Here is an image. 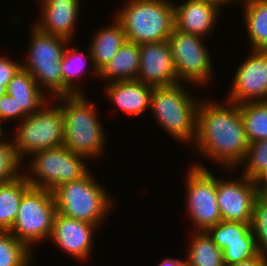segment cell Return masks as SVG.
<instances>
[{"label":"cell","instance_id":"cell-26","mask_svg":"<svg viewBox=\"0 0 267 266\" xmlns=\"http://www.w3.org/2000/svg\"><path fill=\"white\" fill-rule=\"evenodd\" d=\"M249 143L267 139V101L239 105Z\"/></svg>","mask_w":267,"mask_h":266},{"label":"cell","instance_id":"cell-40","mask_svg":"<svg viewBox=\"0 0 267 266\" xmlns=\"http://www.w3.org/2000/svg\"><path fill=\"white\" fill-rule=\"evenodd\" d=\"M2 123L3 122H0V143H2V142H11L10 138L9 139L6 138V140L3 139L5 137L4 134L6 135V133H3L5 130H4V127H3L4 125H2ZM7 139H8V141H7Z\"/></svg>","mask_w":267,"mask_h":266},{"label":"cell","instance_id":"cell-2","mask_svg":"<svg viewBox=\"0 0 267 266\" xmlns=\"http://www.w3.org/2000/svg\"><path fill=\"white\" fill-rule=\"evenodd\" d=\"M85 95L60 96L52 101L57 102L64 116V146L90 161L105 153L107 137L102 121L99 122L97 116V103L88 101Z\"/></svg>","mask_w":267,"mask_h":266},{"label":"cell","instance_id":"cell-6","mask_svg":"<svg viewBox=\"0 0 267 266\" xmlns=\"http://www.w3.org/2000/svg\"><path fill=\"white\" fill-rule=\"evenodd\" d=\"M30 31L31 38L22 68L30 72L39 88L43 89L51 99L63 96L60 65L70 41L42 32L33 24Z\"/></svg>","mask_w":267,"mask_h":266},{"label":"cell","instance_id":"cell-21","mask_svg":"<svg viewBox=\"0 0 267 266\" xmlns=\"http://www.w3.org/2000/svg\"><path fill=\"white\" fill-rule=\"evenodd\" d=\"M71 43L74 44V42L71 41L67 44L60 65L63 77V96L84 94V91L82 92L76 81L85 74L84 71L88 62L91 64L89 70L91 69V71H93L92 73L90 72V74L93 75L89 76H96L99 78V72L94 66L89 46L87 52L84 53V51L82 52L74 45L71 46Z\"/></svg>","mask_w":267,"mask_h":266},{"label":"cell","instance_id":"cell-41","mask_svg":"<svg viewBox=\"0 0 267 266\" xmlns=\"http://www.w3.org/2000/svg\"><path fill=\"white\" fill-rule=\"evenodd\" d=\"M235 2H236V4H237V2L240 4L241 2V4H243V3H245V2H249V1H252V0H234ZM239 1H241V2H239Z\"/></svg>","mask_w":267,"mask_h":266},{"label":"cell","instance_id":"cell-35","mask_svg":"<svg viewBox=\"0 0 267 266\" xmlns=\"http://www.w3.org/2000/svg\"><path fill=\"white\" fill-rule=\"evenodd\" d=\"M228 266H267V258L266 255L260 253L252 259Z\"/></svg>","mask_w":267,"mask_h":266},{"label":"cell","instance_id":"cell-18","mask_svg":"<svg viewBox=\"0 0 267 266\" xmlns=\"http://www.w3.org/2000/svg\"><path fill=\"white\" fill-rule=\"evenodd\" d=\"M104 88L103 95L111 104L129 116L137 117L150 109L153 86L137 80H125L107 82Z\"/></svg>","mask_w":267,"mask_h":266},{"label":"cell","instance_id":"cell-22","mask_svg":"<svg viewBox=\"0 0 267 266\" xmlns=\"http://www.w3.org/2000/svg\"><path fill=\"white\" fill-rule=\"evenodd\" d=\"M139 45L125 41L114 57L99 71V79L109 82L136 80L139 72Z\"/></svg>","mask_w":267,"mask_h":266},{"label":"cell","instance_id":"cell-37","mask_svg":"<svg viewBox=\"0 0 267 266\" xmlns=\"http://www.w3.org/2000/svg\"><path fill=\"white\" fill-rule=\"evenodd\" d=\"M252 180L254 185H267V167L261 170Z\"/></svg>","mask_w":267,"mask_h":266},{"label":"cell","instance_id":"cell-39","mask_svg":"<svg viewBox=\"0 0 267 266\" xmlns=\"http://www.w3.org/2000/svg\"><path fill=\"white\" fill-rule=\"evenodd\" d=\"M201 1H205L208 4H212L214 6H216L218 9H220L222 11L223 7H225V4L227 5L228 3H232L233 5L236 3L234 0H201Z\"/></svg>","mask_w":267,"mask_h":266},{"label":"cell","instance_id":"cell-36","mask_svg":"<svg viewBox=\"0 0 267 266\" xmlns=\"http://www.w3.org/2000/svg\"><path fill=\"white\" fill-rule=\"evenodd\" d=\"M158 266H187V262H186V259L180 260L177 257L176 258L167 257V258L162 259V262L160 261Z\"/></svg>","mask_w":267,"mask_h":266},{"label":"cell","instance_id":"cell-16","mask_svg":"<svg viewBox=\"0 0 267 266\" xmlns=\"http://www.w3.org/2000/svg\"><path fill=\"white\" fill-rule=\"evenodd\" d=\"M40 18L33 23L40 31L73 41L81 0H39Z\"/></svg>","mask_w":267,"mask_h":266},{"label":"cell","instance_id":"cell-25","mask_svg":"<svg viewBox=\"0 0 267 266\" xmlns=\"http://www.w3.org/2000/svg\"><path fill=\"white\" fill-rule=\"evenodd\" d=\"M185 255L187 266H225L223 252L207 231H192Z\"/></svg>","mask_w":267,"mask_h":266},{"label":"cell","instance_id":"cell-17","mask_svg":"<svg viewBox=\"0 0 267 266\" xmlns=\"http://www.w3.org/2000/svg\"><path fill=\"white\" fill-rule=\"evenodd\" d=\"M175 28L181 32L204 38L215 30L221 10L201 0H185L173 3Z\"/></svg>","mask_w":267,"mask_h":266},{"label":"cell","instance_id":"cell-13","mask_svg":"<svg viewBox=\"0 0 267 266\" xmlns=\"http://www.w3.org/2000/svg\"><path fill=\"white\" fill-rule=\"evenodd\" d=\"M216 195L223 221L251 224L257 189L253 180L240 175L237 180L216 176Z\"/></svg>","mask_w":267,"mask_h":266},{"label":"cell","instance_id":"cell-30","mask_svg":"<svg viewBox=\"0 0 267 266\" xmlns=\"http://www.w3.org/2000/svg\"><path fill=\"white\" fill-rule=\"evenodd\" d=\"M240 166L244 168L240 174L250 179L265 169L267 167V139L249 143L246 156Z\"/></svg>","mask_w":267,"mask_h":266},{"label":"cell","instance_id":"cell-5","mask_svg":"<svg viewBox=\"0 0 267 266\" xmlns=\"http://www.w3.org/2000/svg\"><path fill=\"white\" fill-rule=\"evenodd\" d=\"M91 173L57 187L53 195L58 213L101 228L115 207V200Z\"/></svg>","mask_w":267,"mask_h":266},{"label":"cell","instance_id":"cell-14","mask_svg":"<svg viewBox=\"0 0 267 266\" xmlns=\"http://www.w3.org/2000/svg\"><path fill=\"white\" fill-rule=\"evenodd\" d=\"M98 228L90 222L69 218L57 212L49 239L75 260L84 262L91 257L93 237Z\"/></svg>","mask_w":267,"mask_h":266},{"label":"cell","instance_id":"cell-10","mask_svg":"<svg viewBox=\"0 0 267 266\" xmlns=\"http://www.w3.org/2000/svg\"><path fill=\"white\" fill-rule=\"evenodd\" d=\"M201 163L193 162L184 179L186 212L194 231H208L222 221L216 201V175Z\"/></svg>","mask_w":267,"mask_h":266},{"label":"cell","instance_id":"cell-28","mask_svg":"<svg viewBox=\"0 0 267 266\" xmlns=\"http://www.w3.org/2000/svg\"><path fill=\"white\" fill-rule=\"evenodd\" d=\"M251 224L240 222L221 221L207 232L214 243L223 250L230 242L242 241V238L251 231Z\"/></svg>","mask_w":267,"mask_h":266},{"label":"cell","instance_id":"cell-32","mask_svg":"<svg viewBox=\"0 0 267 266\" xmlns=\"http://www.w3.org/2000/svg\"><path fill=\"white\" fill-rule=\"evenodd\" d=\"M251 229L259 253L267 256V204L263 203L258 197L253 206Z\"/></svg>","mask_w":267,"mask_h":266},{"label":"cell","instance_id":"cell-8","mask_svg":"<svg viewBox=\"0 0 267 266\" xmlns=\"http://www.w3.org/2000/svg\"><path fill=\"white\" fill-rule=\"evenodd\" d=\"M50 99L36 113L26 116L17 123L11 142L17 157L23 162L36 151L57 148L64 145V116L62 109L52 106Z\"/></svg>","mask_w":267,"mask_h":266},{"label":"cell","instance_id":"cell-11","mask_svg":"<svg viewBox=\"0 0 267 266\" xmlns=\"http://www.w3.org/2000/svg\"><path fill=\"white\" fill-rule=\"evenodd\" d=\"M205 39L174 28L168 43L174 59L178 83L190 86L205 87L211 83L214 74L213 61Z\"/></svg>","mask_w":267,"mask_h":266},{"label":"cell","instance_id":"cell-19","mask_svg":"<svg viewBox=\"0 0 267 266\" xmlns=\"http://www.w3.org/2000/svg\"><path fill=\"white\" fill-rule=\"evenodd\" d=\"M6 93L15 98L17 110H22L26 116L36 113L50 100L30 72L23 68L12 77Z\"/></svg>","mask_w":267,"mask_h":266},{"label":"cell","instance_id":"cell-38","mask_svg":"<svg viewBox=\"0 0 267 266\" xmlns=\"http://www.w3.org/2000/svg\"><path fill=\"white\" fill-rule=\"evenodd\" d=\"M257 189V197L267 204V185H254Z\"/></svg>","mask_w":267,"mask_h":266},{"label":"cell","instance_id":"cell-1","mask_svg":"<svg viewBox=\"0 0 267 266\" xmlns=\"http://www.w3.org/2000/svg\"><path fill=\"white\" fill-rule=\"evenodd\" d=\"M224 100L223 104L215 100H200L193 148L204 159L213 160L224 170L237 172L246 156L249 142L239 105Z\"/></svg>","mask_w":267,"mask_h":266},{"label":"cell","instance_id":"cell-27","mask_svg":"<svg viewBox=\"0 0 267 266\" xmlns=\"http://www.w3.org/2000/svg\"><path fill=\"white\" fill-rule=\"evenodd\" d=\"M33 253L10 231H0V266H33Z\"/></svg>","mask_w":267,"mask_h":266},{"label":"cell","instance_id":"cell-24","mask_svg":"<svg viewBox=\"0 0 267 266\" xmlns=\"http://www.w3.org/2000/svg\"><path fill=\"white\" fill-rule=\"evenodd\" d=\"M31 187L23 173L14 180L0 183V231H10L20 202Z\"/></svg>","mask_w":267,"mask_h":266},{"label":"cell","instance_id":"cell-34","mask_svg":"<svg viewBox=\"0 0 267 266\" xmlns=\"http://www.w3.org/2000/svg\"><path fill=\"white\" fill-rule=\"evenodd\" d=\"M26 115L22 112V110H17V103L15 98L9 94H4L0 98V122L6 123L14 122L15 120L22 121Z\"/></svg>","mask_w":267,"mask_h":266},{"label":"cell","instance_id":"cell-7","mask_svg":"<svg viewBox=\"0 0 267 266\" xmlns=\"http://www.w3.org/2000/svg\"><path fill=\"white\" fill-rule=\"evenodd\" d=\"M23 168L24 176L33 188L48 189L53 192L57 187L80 179L89 171L85 156L75 154L64 145L36 151Z\"/></svg>","mask_w":267,"mask_h":266},{"label":"cell","instance_id":"cell-29","mask_svg":"<svg viewBox=\"0 0 267 266\" xmlns=\"http://www.w3.org/2000/svg\"><path fill=\"white\" fill-rule=\"evenodd\" d=\"M222 252L225 266L252 259L260 254L252 230L242 238V241L230 242Z\"/></svg>","mask_w":267,"mask_h":266},{"label":"cell","instance_id":"cell-4","mask_svg":"<svg viewBox=\"0 0 267 266\" xmlns=\"http://www.w3.org/2000/svg\"><path fill=\"white\" fill-rule=\"evenodd\" d=\"M124 1L113 16L123 26L127 41L140 45L169 39L175 28L174 1Z\"/></svg>","mask_w":267,"mask_h":266},{"label":"cell","instance_id":"cell-20","mask_svg":"<svg viewBox=\"0 0 267 266\" xmlns=\"http://www.w3.org/2000/svg\"><path fill=\"white\" fill-rule=\"evenodd\" d=\"M113 17L112 25L102 26L93 33L89 42L92 60L99 72L119 51L126 41L123 26Z\"/></svg>","mask_w":267,"mask_h":266},{"label":"cell","instance_id":"cell-15","mask_svg":"<svg viewBox=\"0 0 267 266\" xmlns=\"http://www.w3.org/2000/svg\"><path fill=\"white\" fill-rule=\"evenodd\" d=\"M140 62L137 81L159 87L178 83V75L171 49L166 41L139 45Z\"/></svg>","mask_w":267,"mask_h":266},{"label":"cell","instance_id":"cell-3","mask_svg":"<svg viewBox=\"0 0 267 266\" xmlns=\"http://www.w3.org/2000/svg\"><path fill=\"white\" fill-rule=\"evenodd\" d=\"M185 83L153 87L150 109L156 123L182 144H194L197 136V110L200 101L187 91ZM192 94V95H191Z\"/></svg>","mask_w":267,"mask_h":266},{"label":"cell","instance_id":"cell-12","mask_svg":"<svg viewBox=\"0 0 267 266\" xmlns=\"http://www.w3.org/2000/svg\"><path fill=\"white\" fill-rule=\"evenodd\" d=\"M235 68L226 100L238 105L267 101V51L251 50Z\"/></svg>","mask_w":267,"mask_h":266},{"label":"cell","instance_id":"cell-23","mask_svg":"<svg viewBox=\"0 0 267 266\" xmlns=\"http://www.w3.org/2000/svg\"><path fill=\"white\" fill-rule=\"evenodd\" d=\"M240 6L251 50L267 51V0H252Z\"/></svg>","mask_w":267,"mask_h":266},{"label":"cell","instance_id":"cell-9","mask_svg":"<svg viewBox=\"0 0 267 266\" xmlns=\"http://www.w3.org/2000/svg\"><path fill=\"white\" fill-rule=\"evenodd\" d=\"M56 214L53 192L31 187L20 202L18 214L10 232L34 251L32 247L35 244L49 241Z\"/></svg>","mask_w":267,"mask_h":266},{"label":"cell","instance_id":"cell-33","mask_svg":"<svg viewBox=\"0 0 267 266\" xmlns=\"http://www.w3.org/2000/svg\"><path fill=\"white\" fill-rule=\"evenodd\" d=\"M8 56H0V97L6 94V88L12 77L22 68V63Z\"/></svg>","mask_w":267,"mask_h":266},{"label":"cell","instance_id":"cell-31","mask_svg":"<svg viewBox=\"0 0 267 266\" xmlns=\"http://www.w3.org/2000/svg\"><path fill=\"white\" fill-rule=\"evenodd\" d=\"M23 167L12 142L0 143V183H7L19 177Z\"/></svg>","mask_w":267,"mask_h":266}]
</instances>
